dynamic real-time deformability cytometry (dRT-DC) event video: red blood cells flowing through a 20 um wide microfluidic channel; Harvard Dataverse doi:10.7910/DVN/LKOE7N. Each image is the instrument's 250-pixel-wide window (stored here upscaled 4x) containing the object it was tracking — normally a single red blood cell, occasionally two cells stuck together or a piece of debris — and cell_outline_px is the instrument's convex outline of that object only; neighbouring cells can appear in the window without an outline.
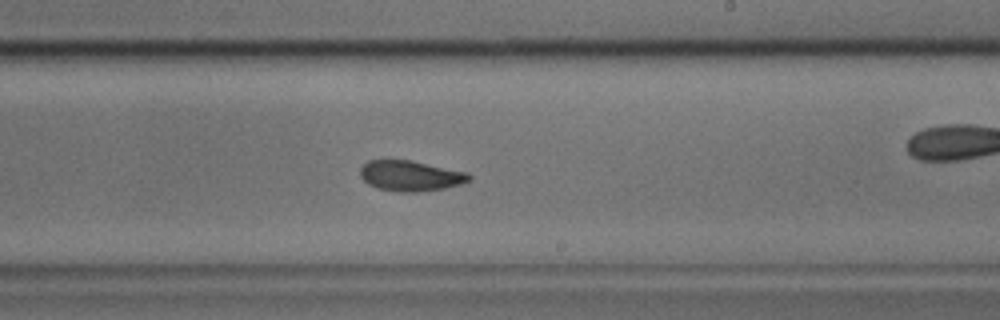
{"species": "common noctule bat (a hibernating species)", "species_latin": "Nyctalus noctula", "temperature_condition": "cold", "stored_images_in_passage": 49, "camera_frame_rate_fps": 3000, "um_per_image_px": 0.085, "animal": {"sex": "male", "body_mass_g": 17.9, "forearm_length_mm": 54.2}, "frame": {"image": 1, "passage_image": 28, "time_ms": 9.0, "image_size_px": [1000, 320], "cell_outline_px": [[472, 180], [460, 184], [444, 188], [416, 192], [400, 192], [376, 188], [368, 184], [360, 176], [360, 168], [368, 160], [412, 160], [468, 172], [472, 176]], "centroid_in_image_um": [34.9, 14.94], "position_along_channel_um": 254.1, "area_um2": 19.48}}
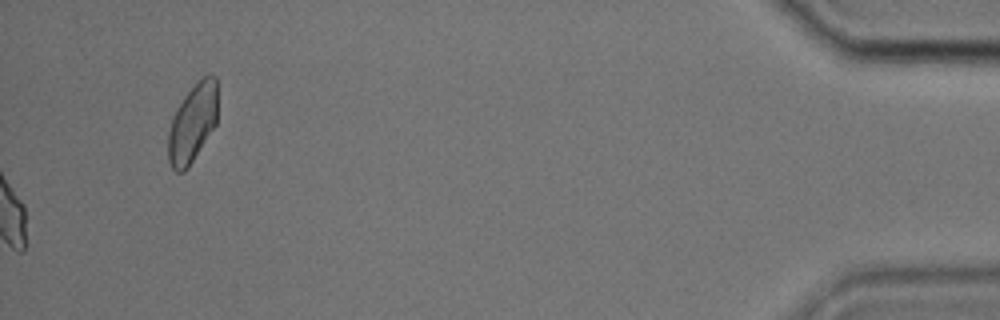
{"frame": {"image": 2, "passage_image": 49, "time_ms": 16.0, "image_size_px": [1000, 320], "cell_outline_px": [[216, 124], [188, 168], [184, 172], [176, 172], [172, 168], [168, 160], [168, 132], [172, 120], [184, 96], [204, 76], [216, 76]], "centroid_in_image_um": [16.35, 10.53], "position_along_channel_um": 418.8, "area_um2": 22.02}}